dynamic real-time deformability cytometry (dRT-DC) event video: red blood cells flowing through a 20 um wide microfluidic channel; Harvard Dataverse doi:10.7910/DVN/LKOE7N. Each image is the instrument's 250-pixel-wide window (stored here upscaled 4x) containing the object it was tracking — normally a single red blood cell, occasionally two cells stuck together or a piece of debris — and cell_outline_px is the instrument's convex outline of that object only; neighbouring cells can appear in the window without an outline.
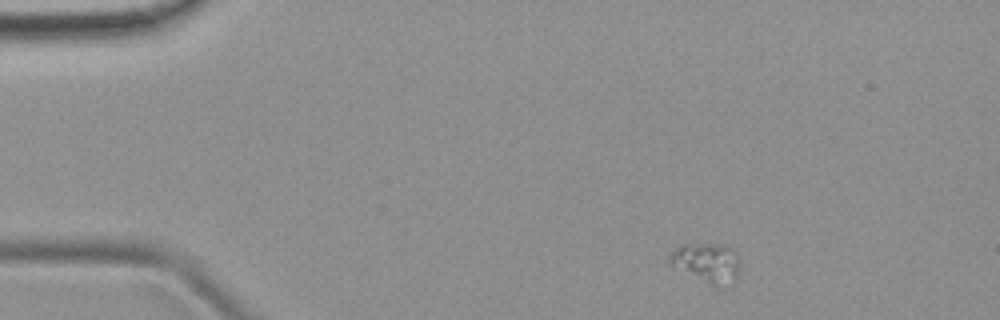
{"species": "common noctule bat (a hibernating species)", "species_latin": "Nyctalus noctula", "temperature_condition": "room temperature", "stored_images_in_passage": 3, "camera_frame_rate_fps": 3000, "um_per_image_px": 0.085, "animal": {"sex": "female", "body_mass_g": 19.9}, "frame": {"image": 1, "passage_image": 1, "time_ms": 0.0, "image_size_px": [1000, 320], "cell_outline_px": [[740, 264], [736, 280], [724, 288], [716, 288], [668, 264], [668, 256], [680, 244], [720, 244], [732, 248], [736, 252]], "centroid_in_image_um": [60.1, 22.36], "position_along_channel_um": 24.9, "area_um2": 16.65}}